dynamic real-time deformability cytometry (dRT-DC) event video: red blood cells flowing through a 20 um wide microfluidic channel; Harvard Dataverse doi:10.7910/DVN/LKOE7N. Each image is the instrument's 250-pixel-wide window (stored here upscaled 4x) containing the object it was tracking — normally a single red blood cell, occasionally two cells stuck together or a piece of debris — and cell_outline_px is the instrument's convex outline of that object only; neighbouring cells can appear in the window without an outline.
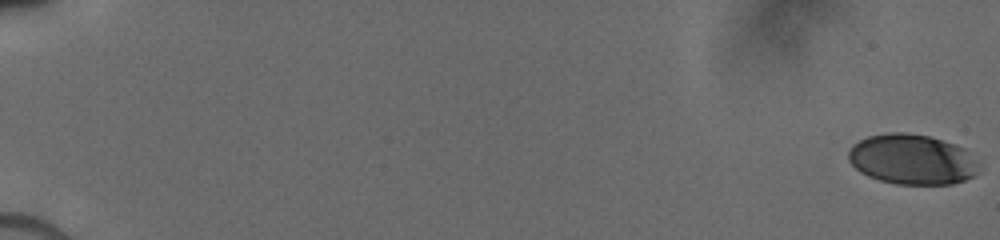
{"species": "human", "species_latin": "Homo sapiens", "temperature_condition": "cold", "stored_images_in_passage": 26, "camera_frame_rate_fps": 3000, "um_per_image_px": 0.085, "donor": {"sex": "male"}, "frame": {"image": 1, "passage_image": 1, "time_ms": 0.0, "image_size_px": [1000, 240], "cell_outline_px": [[984, 164], [972, 176], [964, 180], [952, 184], [896, 184], [880, 180], [868, 176], [860, 172], [848, 160], [848, 148], [852, 144], [868, 136], [888, 132], [904, 132], [928, 136], [964, 148]], "centroid_in_image_um": [77.54, 13.55], "position_along_channel_um": 7.5, "area_um2": 38.44}}
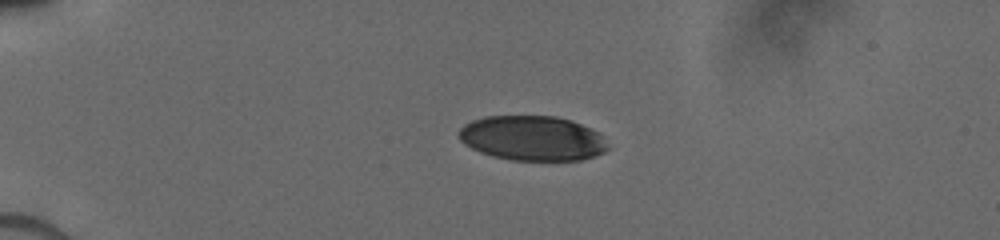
{"frame": {"image": 2, "passage_image": 18, "time_ms": 4.667, "image_size_px": [1000, 240], "cell_outline_px": [[612, 148], [596, 156], [580, 160], [512, 160], [492, 156], [480, 152], [464, 144], [456, 136], [460, 128], [464, 124], [472, 120], [484, 116], [556, 116], [572, 120], [600, 132], [604, 136]], "centroid_in_image_um": [45.29, 11.74], "position_along_channel_um": 39.7, "area_um2": 39.54}}